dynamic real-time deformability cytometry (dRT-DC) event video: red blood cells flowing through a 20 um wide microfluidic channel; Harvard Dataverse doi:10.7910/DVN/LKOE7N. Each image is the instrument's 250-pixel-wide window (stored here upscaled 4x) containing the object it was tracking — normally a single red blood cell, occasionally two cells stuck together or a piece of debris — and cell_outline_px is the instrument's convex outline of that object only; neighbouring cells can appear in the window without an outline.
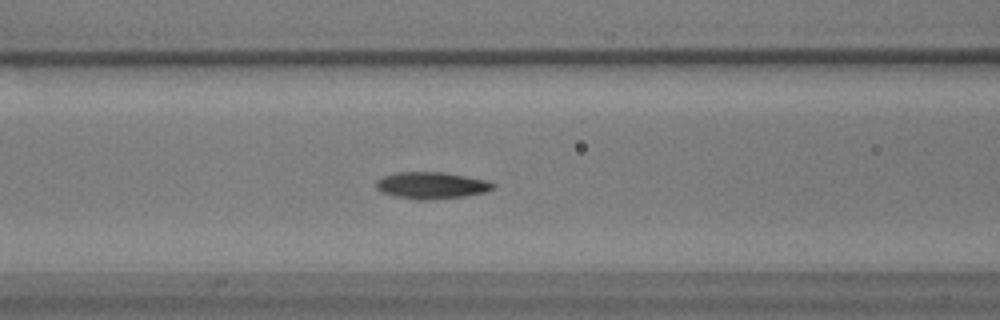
{"species": "common noctule bat (a hibernating species)", "species_latin": "Nyctalus noctula", "temperature_condition": "warm", "stored_images_in_passage": 51, "camera_frame_rate_fps": 3000, "um_per_image_px": 0.085, "animal": {"sex": "male", "body_mass_g": 17.9}, "frame": {"image": 1, "passage_image": 17, "time_ms": 5.333, "image_size_px": [1000, 320], "cell_outline_px": [[496, 184], [492, 188], [484, 192], [464, 196], [424, 200], [416, 200], [396, 196], [380, 192], [376, 188], [376, 180], [384, 176], [396, 172], [444, 172], [488, 180]], "centroid_in_image_um": [36.65, 15.75], "position_along_channel_um": 130.0, "area_um2": 18.21}}
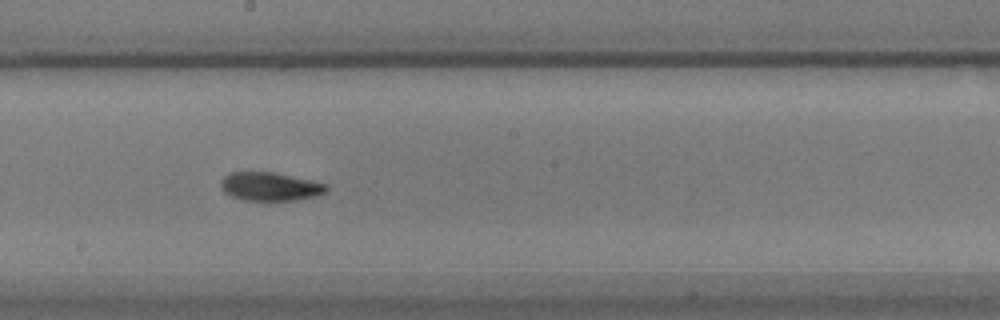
{"frame": {"image": 2, "passage_image": 25, "time_ms": 8.0, "image_size_px": [1000, 320], "cell_outline_px": [[328, 188], [324, 192], [316, 196], [268, 204], [244, 200], [232, 196], [224, 192], [220, 184], [220, 180], [224, 176], [232, 172], [272, 172], [328, 184]], "centroid_in_image_um": [22.92, 15.9], "position_along_channel_um": 225.3, "area_um2": 17.98}}
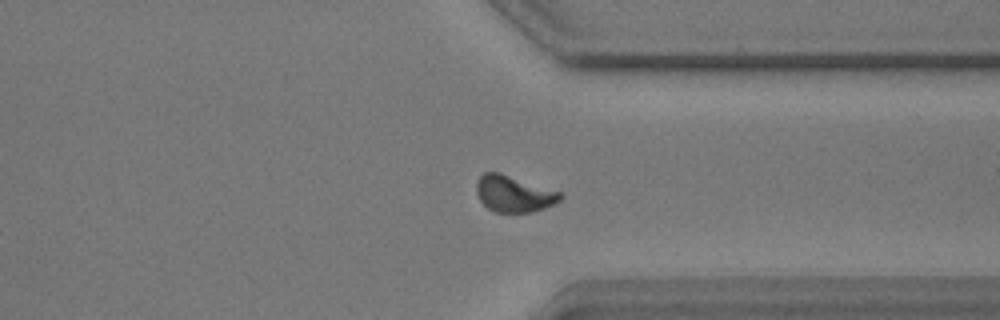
{"frame": {"image": 3, "passage_image": 37, "time_ms": 12.0, "image_size_px": [1000, 320], "cell_outline_px": [[564, 196], [560, 200], [544, 208], [532, 212], [496, 212], [488, 208], [480, 200], [476, 192], [476, 184], [480, 176], [484, 172], [500, 172], [560, 192]], "centroid_in_image_um": [43.66, 16.47], "position_along_channel_um": 367.7, "area_um2": 17.63}, "authors_computed_cell_mechanics": {"area_um2": 17.34, "velocity_mm_per_s": 3.5797, "shape_relaxation_time_tau1_ms": 3.1221, "shape_relaxation_time_tau2_ms": 3.0059, "deformation_change_tau1": 0.1244, "deformation_change_tau2": 0.0708}}